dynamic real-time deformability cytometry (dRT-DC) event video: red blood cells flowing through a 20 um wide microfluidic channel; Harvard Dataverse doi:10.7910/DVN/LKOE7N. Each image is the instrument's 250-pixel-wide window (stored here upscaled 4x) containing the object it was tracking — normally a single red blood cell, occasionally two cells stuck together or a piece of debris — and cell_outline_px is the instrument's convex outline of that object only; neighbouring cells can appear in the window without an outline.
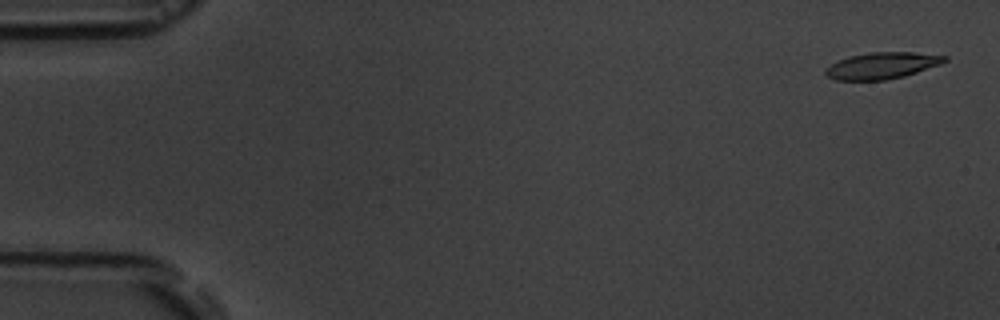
{"species": "common noctule bat (a hibernating species)", "species_latin": "Nyctalus noctula", "temperature_condition": "room temperature", "stored_images_in_passage": 5, "camera_frame_rate_fps": 3000, "um_per_image_px": 0.085, "animal": {"sex": "male", "body_mass_g": 19.5, "forearm_length_mm": 54.6}, "frame": {"image": 1, "passage_image": 1, "time_ms": 0.0, "image_size_px": [1000, 320], "cell_outline_px": [[948, 60], [940, 64], [904, 76], [884, 80], [836, 80], [828, 76], [824, 72], [836, 60], [848, 56], [868, 52], [916, 52], [948, 56]], "centroid_in_image_um": [74.98, 5.56], "position_along_channel_um": 10.0, "area_um2": 18.38}}
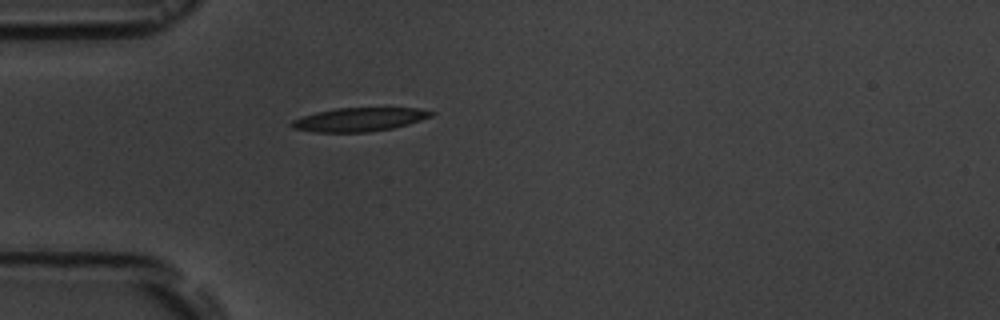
{"frame": {"image": 2, "passage_image": 5, "time_ms": 4.667, "image_size_px": [1000, 320], "cell_outline_px": [[436, 112], [432, 116], [408, 124], [392, 128], [368, 132], [312, 132], [292, 128], [288, 124], [292, 120], [316, 112], [336, 108], [416, 108]], "centroid_in_image_um": [30.5, 10.16], "position_along_channel_um": 54.5, "area_um2": 19.19}}